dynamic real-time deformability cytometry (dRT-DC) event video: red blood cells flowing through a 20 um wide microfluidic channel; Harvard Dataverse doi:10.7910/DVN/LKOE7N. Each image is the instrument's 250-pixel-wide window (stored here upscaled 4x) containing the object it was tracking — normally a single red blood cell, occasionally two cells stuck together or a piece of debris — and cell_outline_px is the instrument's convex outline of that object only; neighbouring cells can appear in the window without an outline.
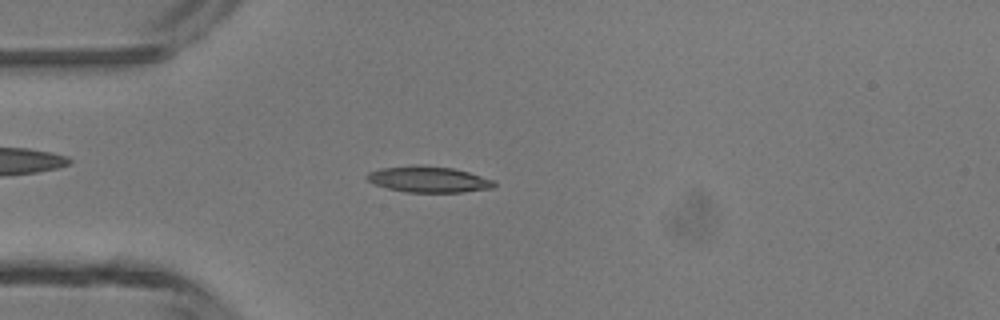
{"species": "common noctule bat (a hibernating species)", "species_latin": "Nyctalus noctula", "temperature_condition": "room temperature", "stored_images_in_passage": 46, "camera_frame_rate_fps": 3000, "um_per_image_px": 0.085, "animal": {"sex": "male", "body_mass_g": 13.3}, "frame": {"image": 1, "passage_image": 12, "time_ms": 3.667, "image_size_px": [1000, 320], "cell_outline_px": [[496, 184], [492, 188], [460, 192], [408, 192], [388, 188], [376, 184], [368, 180], [364, 176], [368, 172], [380, 168], [416, 164], [452, 168], [468, 172], [492, 180]], "centroid_in_image_um": [36.38, 15.23], "position_along_channel_um": 48.6, "area_um2": 19.13}}
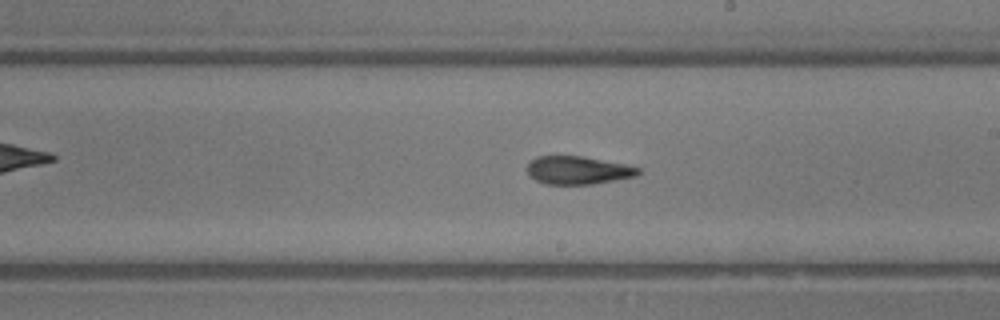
{"frame": {"image": 2, "passage_image": 26, "time_ms": 8.333, "image_size_px": [1000, 320], "cell_outline_px": [[640, 172], [636, 176], [592, 184], [544, 184], [528, 176], [528, 164], [536, 156], [580, 156], [624, 164], [640, 168]], "centroid_in_image_um": [49.09, 14.47], "position_along_channel_um": 239.9, "area_um2": 17.98}}
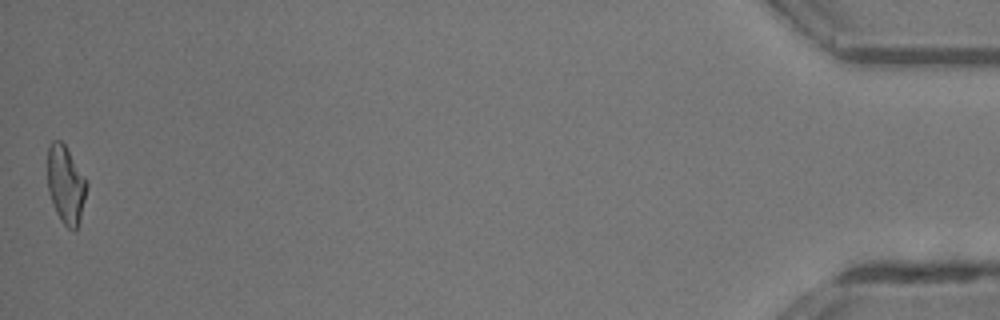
{"frame": {"image": 3, "passage_image": 46, "time_ms": 15.0, "image_size_px": [1000, 320], "cell_outline_px": [[88, 184], [80, 220], [76, 232], [68, 228], [60, 220], [56, 212], [48, 188], [48, 148], [52, 140], [60, 140], [64, 144], [84, 176]], "centroid_in_image_um": [5.6, 15.72], "position_along_channel_um": 429.6, "area_um2": 17.57}, "authors_computed_cell_mechanics": {"area_um2": 18.4093, "velocity_mm_per_s": 4.3661, "shape_relaxation_time_tau1_ms": 8.4201, "shape_relaxation_time_tau2_ms": 2.2162, "deformation_change_tau1": 0.2491, "deformation_change_tau2": 0.1212}}